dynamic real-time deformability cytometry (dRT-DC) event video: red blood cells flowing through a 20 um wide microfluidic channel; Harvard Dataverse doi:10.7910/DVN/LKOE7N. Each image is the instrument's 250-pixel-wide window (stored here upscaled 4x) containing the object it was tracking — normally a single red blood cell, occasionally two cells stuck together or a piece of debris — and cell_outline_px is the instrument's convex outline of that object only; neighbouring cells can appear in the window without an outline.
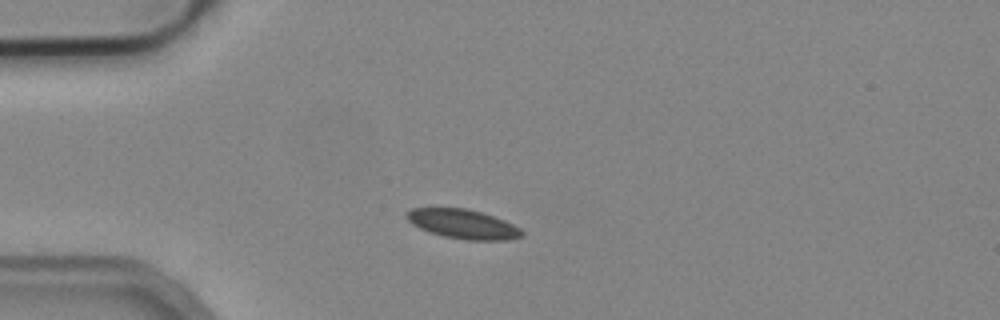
{"species": "common noctule bat (a hibernating species)", "species_latin": "Nyctalus noctula", "temperature_condition": "cold", "stored_images_in_passage": 41, "camera_frame_rate_fps": 3000, "um_per_image_px": 0.085, "animal": {"sex": "male", "body_mass_g": 19.2, "forearm_length_mm": 51.8}, "frame": {"image": 1, "passage_image": 1, "time_ms": 0.0, "image_size_px": [1000, 320], "cell_outline_px": [[524, 236], [508, 240], [464, 240], [444, 236], [428, 232], [412, 224], [404, 216], [412, 208], [468, 208], [504, 220], [520, 228], [524, 232]], "centroid_in_image_um": [39.36, 19.05], "position_along_channel_um": 45.6, "area_um2": 19.71}}
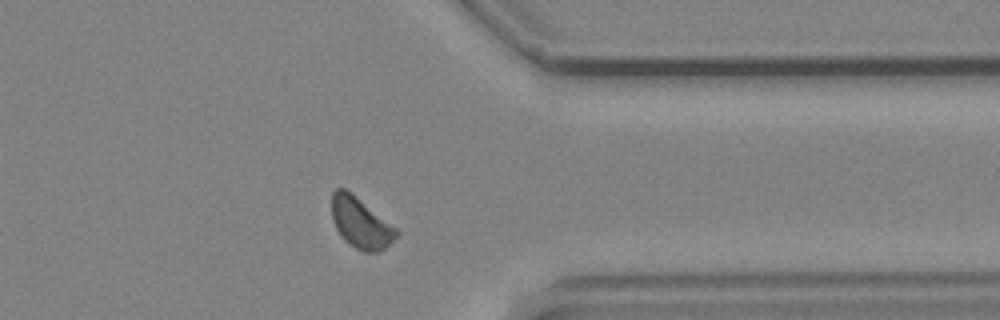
{"frame": {"image": 2, "passage_image": 30, "time_ms": 9.667, "image_size_px": [1000, 320], "cell_outline_px": [[400, 232], [384, 248], [376, 252], [364, 252], [356, 248], [344, 240], [340, 236], [332, 220], [332, 192], [336, 188], [344, 188], [396, 228]], "centroid_in_image_um": [30.62, 18.96], "position_along_channel_um": 380.8, "area_um2": 18.55}}
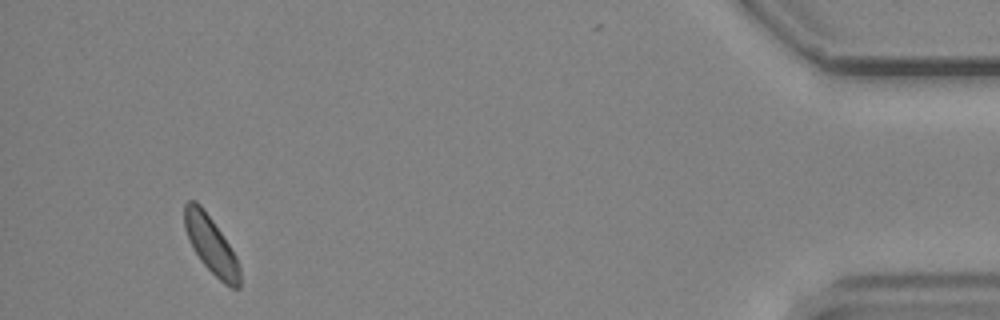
{"frame": {"image": 3, "passage_image": 38, "time_ms": 12.333, "image_size_px": [1000, 320], "cell_outline_px": [[240, 288], [232, 288], [224, 284], [200, 260], [192, 248], [184, 228], [184, 204], [188, 200], [196, 200], [200, 204], [212, 220], [236, 256], [240, 268]], "centroid_in_image_um": [17.92, 20.81], "position_along_channel_um": 417.3, "area_um2": 18.32}, "authors_computed_cell_mechanics": {"area_um2": 19.363, "velocity_mm_per_s": 3.7694, "shape_relaxation_time_tau1_ms": 2.812, "shape_relaxation_time_tau2_ms": 3.1896, "deformation_change_tau1": 0.0365, "deformation_change_tau2": 0.0705}}